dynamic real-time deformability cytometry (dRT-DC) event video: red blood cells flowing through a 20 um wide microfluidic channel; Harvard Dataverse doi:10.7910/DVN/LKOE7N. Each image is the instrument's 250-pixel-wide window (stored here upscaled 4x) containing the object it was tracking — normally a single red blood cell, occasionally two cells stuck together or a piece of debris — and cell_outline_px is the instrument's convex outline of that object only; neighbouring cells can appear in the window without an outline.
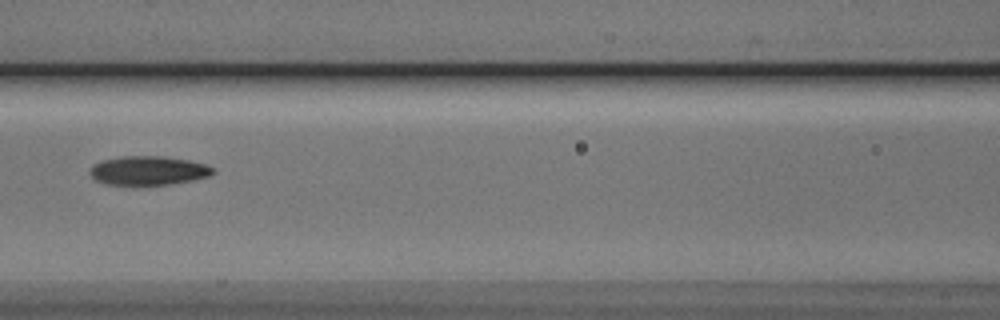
{"species": "Egyptian fruit bat (a non-hibernating species)", "species_latin": "Rousettus aegyptiacus", "temperature_condition": "cold", "stored_images_in_passage": 7, "camera_frame_rate_fps": 3000, "um_per_image_px": 0.085, "animal": {"sex": "male"}, "frame": {"image": 1, "passage_image": 7, "time_ms": 2.0, "image_size_px": [1000, 320], "cell_outline_px": [[216, 172], [208, 176], [192, 180], [168, 184], [104, 184], [96, 180], [88, 172], [92, 164], [100, 160], [120, 156], [164, 156], [188, 160], [208, 164]], "centroid_in_image_um": [12.58, 14.48], "position_along_channel_um": 154.0, "area_um2": 20.81}}